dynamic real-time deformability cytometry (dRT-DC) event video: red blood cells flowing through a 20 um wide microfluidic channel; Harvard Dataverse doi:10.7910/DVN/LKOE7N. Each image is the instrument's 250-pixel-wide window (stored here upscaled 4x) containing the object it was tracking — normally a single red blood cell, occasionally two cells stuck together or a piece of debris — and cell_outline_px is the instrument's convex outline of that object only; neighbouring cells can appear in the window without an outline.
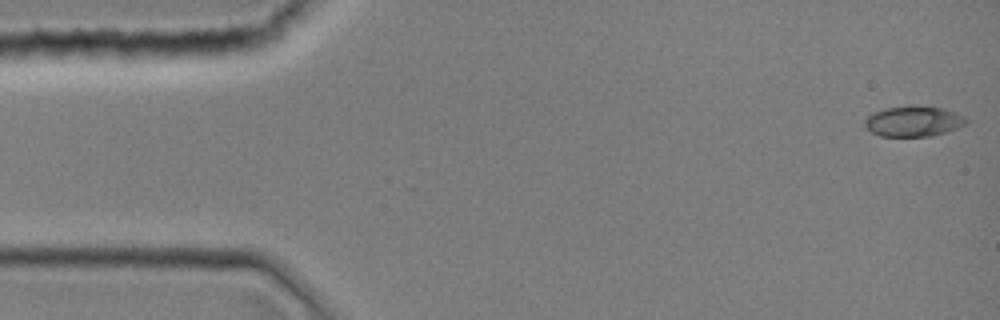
{"species": "common noctule bat (a hibernating species)", "species_latin": "Nyctalus noctula", "temperature_condition": "room temperature", "stored_images_in_passage": 43, "camera_frame_rate_fps": 3000, "um_per_image_px": 0.085, "animal": {"sex": "female", "body_mass_g": 19.0, "forearm_length_mm": 51.5}, "frame": {"image": 1, "passage_image": 1, "time_ms": 0.0, "image_size_px": [1000, 320], "cell_outline_px": [[968, 120], [964, 124], [956, 128], [932, 136], [880, 136], [872, 132], [864, 124], [864, 120], [872, 112], [884, 108], [944, 108], [964, 116]], "centroid_in_image_um": [77.62, 10.34], "position_along_channel_um": 7.4, "area_um2": 17.28}}
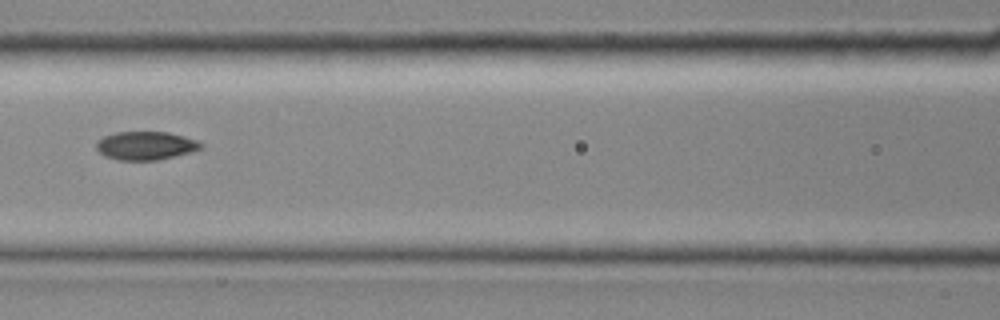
{"frame": {"image": 2, "passage_image": 19, "time_ms": 6.0, "image_size_px": [1000, 320], "cell_outline_px": [[204, 148], [192, 152], [156, 160], [116, 160], [104, 156], [96, 148], [96, 140], [104, 136], [116, 132], [168, 132], [184, 136], [196, 140], [204, 144]], "centroid_in_image_um": [12.39, 12.38], "position_along_channel_um": 154.2, "area_um2": 17.46}}
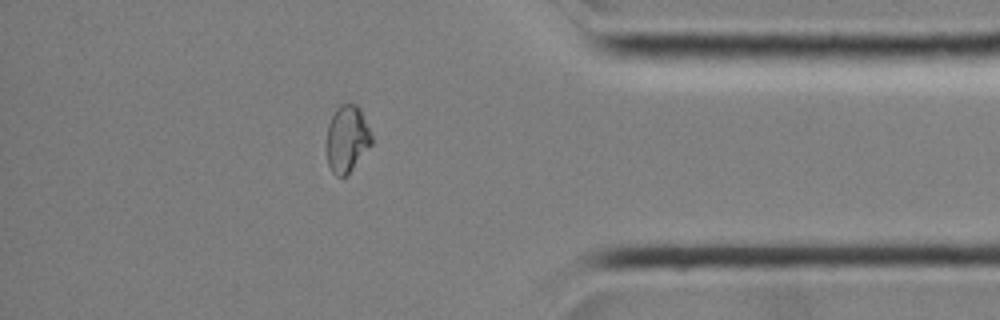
{"frame": {"image": 3, "passage_image": 37, "time_ms": 12.0, "image_size_px": [1000, 320], "cell_outline_px": [[372, 144], [352, 168], [344, 176], [336, 176], [332, 172], [328, 164], [328, 124], [336, 108], [340, 104], [356, 104], [360, 108], [372, 136]], "centroid_in_image_um": [29.51, 11.77], "position_along_channel_um": 405.7, "area_um2": 17.11}}